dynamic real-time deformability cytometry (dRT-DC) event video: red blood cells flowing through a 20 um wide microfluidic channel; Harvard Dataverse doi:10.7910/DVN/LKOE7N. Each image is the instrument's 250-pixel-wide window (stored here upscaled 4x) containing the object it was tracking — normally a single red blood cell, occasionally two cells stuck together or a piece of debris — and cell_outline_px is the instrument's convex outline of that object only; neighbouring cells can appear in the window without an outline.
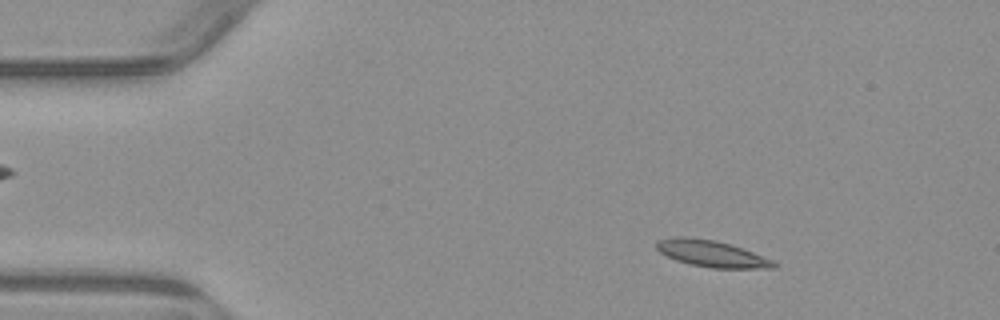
{"species": "common noctule bat (a hibernating species)", "species_latin": "Nyctalus noctula", "temperature_condition": "warm", "stored_images_in_passage": 4, "segment_of_instrument_passage": [1, 2], "camera_frame_rate_fps": 3000, "um_per_image_px": 0.085, "animal": {"sex": "male", "body_mass_g": 23.1, "forearm_length_mm": 52.7}, "frame": {"image": 1, "passage_image": 1, "time_ms": 0.0, "image_size_px": [1000, 320], "cell_outline_px": [[780, 264], [776, 268], [712, 268], [692, 264], [676, 260], [660, 252], [656, 248], [656, 244], [660, 240], [676, 236], [688, 236], [716, 240], [752, 252], [772, 260]], "centroid_in_image_um": [60.5, 21.56], "position_along_channel_um": 24.5, "area_um2": 17.92}}